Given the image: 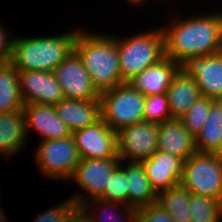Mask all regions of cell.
Instances as JSON below:
<instances>
[{"instance_id":"obj_13","label":"cell","mask_w":222,"mask_h":222,"mask_svg":"<svg viewBox=\"0 0 222 222\" xmlns=\"http://www.w3.org/2000/svg\"><path fill=\"white\" fill-rule=\"evenodd\" d=\"M20 92L24 104L56 105L64 99L60 85L53 72H18Z\"/></svg>"},{"instance_id":"obj_12","label":"cell","mask_w":222,"mask_h":222,"mask_svg":"<svg viewBox=\"0 0 222 222\" xmlns=\"http://www.w3.org/2000/svg\"><path fill=\"white\" fill-rule=\"evenodd\" d=\"M181 69L195 80L202 96L222 99V51L189 58L181 65Z\"/></svg>"},{"instance_id":"obj_5","label":"cell","mask_w":222,"mask_h":222,"mask_svg":"<svg viewBox=\"0 0 222 222\" xmlns=\"http://www.w3.org/2000/svg\"><path fill=\"white\" fill-rule=\"evenodd\" d=\"M101 119L115 132L144 121L146 96L128 83L100 93Z\"/></svg>"},{"instance_id":"obj_34","label":"cell","mask_w":222,"mask_h":222,"mask_svg":"<svg viewBox=\"0 0 222 222\" xmlns=\"http://www.w3.org/2000/svg\"><path fill=\"white\" fill-rule=\"evenodd\" d=\"M146 1L148 0H127V2L129 3V5H134V6H139L140 4L143 5Z\"/></svg>"},{"instance_id":"obj_23","label":"cell","mask_w":222,"mask_h":222,"mask_svg":"<svg viewBox=\"0 0 222 222\" xmlns=\"http://www.w3.org/2000/svg\"><path fill=\"white\" fill-rule=\"evenodd\" d=\"M18 71L11 62L0 64V114L23 109Z\"/></svg>"},{"instance_id":"obj_2","label":"cell","mask_w":222,"mask_h":222,"mask_svg":"<svg viewBox=\"0 0 222 222\" xmlns=\"http://www.w3.org/2000/svg\"><path fill=\"white\" fill-rule=\"evenodd\" d=\"M79 30L74 51L81 58L93 85L102 91L123 84L119 66L117 36Z\"/></svg>"},{"instance_id":"obj_22","label":"cell","mask_w":222,"mask_h":222,"mask_svg":"<svg viewBox=\"0 0 222 222\" xmlns=\"http://www.w3.org/2000/svg\"><path fill=\"white\" fill-rule=\"evenodd\" d=\"M199 153L222 154V102L215 100L210 107L208 118L200 133L195 137Z\"/></svg>"},{"instance_id":"obj_10","label":"cell","mask_w":222,"mask_h":222,"mask_svg":"<svg viewBox=\"0 0 222 222\" xmlns=\"http://www.w3.org/2000/svg\"><path fill=\"white\" fill-rule=\"evenodd\" d=\"M65 99L95 100L100 92L93 85L81 58L73 51L53 71Z\"/></svg>"},{"instance_id":"obj_30","label":"cell","mask_w":222,"mask_h":222,"mask_svg":"<svg viewBox=\"0 0 222 222\" xmlns=\"http://www.w3.org/2000/svg\"><path fill=\"white\" fill-rule=\"evenodd\" d=\"M76 207V203L68 198L55 207H49L40 215H37L34 222H66L69 214Z\"/></svg>"},{"instance_id":"obj_24","label":"cell","mask_w":222,"mask_h":222,"mask_svg":"<svg viewBox=\"0 0 222 222\" xmlns=\"http://www.w3.org/2000/svg\"><path fill=\"white\" fill-rule=\"evenodd\" d=\"M191 193L181 184L157 193L156 203L166 210L174 222H190Z\"/></svg>"},{"instance_id":"obj_6","label":"cell","mask_w":222,"mask_h":222,"mask_svg":"<svg viewBox=\"0 0 222 222\" xmlns=\"http://www.w3.org/2000/svg\"><path fill=\"white\" fill-rule=\"evenodd\" d=\"M180 184L191 194L222 202V154H192L184 161Z\"/></svg>"},{"instance_id":"obj_7","label":"cell","mask_w":222,"mask_h":222,"mask_svg":"<svg viewBox=\"0 0 222 222\" xmlns=\"http://www.w3.org/2000/svg\"><path fill=\"white\" fill-rule=\"evenodd\" d=\"M41 175L70 181L81 158L73 136L39 141L34 152Z\"/></svg>"},{"instance_id":"obj_11","label":"cell","mask_w":222,"mask_h":222,"mask_svg":"<svg viewBox=\"0 0 222 222\" xmlns=\"http://www.w3.org/2000/svg\"><path fill=\"white\" fill-rule=\"evenodd\" d=\"M81 159L119 158L117 133L100 119L93 125L72 133Z\"/></svg>"},{"instance_id":"obj_1","label":"cell","mask_w":222,"mask_h":222,"mask_svg":"<svg viewBox=\"0 0 222 222\" xmlns=\"http://www.w3.org/2000/svg\"><path fill=\"white\" fill-rule=\"evenodd\" d=\"M179 17L162 27L166 57L182 65L189 58L222 51V11Z\"/></svg>"},{"instance_id":"obj_18","label":"cell","mask_w":222,"mask_h":222,"mask_svg":"<svg viewBox=\"0 0 222 222\" xmlns=\"http://www.w3.org/2000/svg\"><path fill=\"white\" fill-rule=\"evenodd\" d=\"M57 116L73 133L101 119L100 98L95 100L62 99L54 105Z\"/></svg>"},{"instance_id":"obj_8","label":"cell","mask_w":222,"mask_h":222,"mask_svg":"<svg viewBox=\"0 0 222 222\" xmlns=\"http://www.w3.org/2000/svg\"><path fill=\"white\" fill-rule=\"evenodd\" d=\"M120 162L119 158L81 159L70 178V181L72 179L80 186L81 193L76 191V193L70 196L72 201L77 206H82L91 199L100 198L105 191L106 183H108L111 173Z\"/></svg>"},{"instance_id":"obj_9","label":"cell","mask_w":222,"mask_h":222,"mask_svg":"<svg viewBox=\"0 0 222 222\" xmlns=\"http://www.w3.org/2000/svg\"><path fill=\"white\" fill-rule=\"evenodd\" d=\"M159 124L142 121L117 131V153L123 162H139L157 151Z\"/></svg>"},{"instance_id":"obj_21","label":"cell","mask_w":222,"mask_h":222,"mask_svg":"<svg viewBox=\"0 0 222 222\" xmlns=\"http://www.w3.org/2000/svg\"><path fill=\"white\" fill-rule=\"evenodd\" d=\"M122 162L121 160L120 165L125 169L128 180L127 206L138 210L155 203L157 193L152 188L142 163L125 162V165Z\"/></svg>"},{"instance_id":"obj_33","label":"cell","mask_w":222,"mask_h":222,"mask_svg":"<svg viewBox=\"0 0 222 222\" xmlns=\"http://www.w3.org/2000/svg\"><path fill=\"white\" fill-rule=\"evenodd\" d=\"M66 222H94L89 212L82 206H77L68 216Z\"/></svg>"},{"instance_id":"obj_3","label":"cell","mask_w":222,"mask_h":222,"mask_svg":"<svg viewBox=\"0 0 222 222\" xmlns=\"http://www.w3.org/2000/svg\"><path fill=\"white\" fill-rule=\"evenodd\" d=\"M74 29L61 35L13 37L11 63L18 72H52L73 51L77 34Z\"/></svg>"},{"instance_id":"obj_31","label":"cell","mask_w":222,"mask_h":222,"mask_svg":"<svg viewBox=\"0 0 222 222\" xmlns=\"http://www.w3.org/2000/svg\"><path fill=\"white\" fill-rule=\"evenodd\" d=\"M137 222H174V220L155 202L137 210Z\"/></svg>"},{"instance_id":"obj_27","label":"cell","mask_w":222,"mask_h":222,"mask_svg":"<svg viewBox=\"0 0 222 222\" xmlns=\"http://www.w3.org/2000/svg\"><path fill=\"white\" fill-rule=\"evenodd\" d=\"M215 100L201 96L180 118L185 129L195 138L207 121L211 104Z\"/></svg>"},{"instance_id":"obj_17","label":"cell","mask_w":222,"mask_h":222,"mask_svg":"<svg viewBox=\"0 0 222 222\" xmlns=\"http://www.w3.org/2000/svg\"><path fill=\"white\" fill-rule=\"evenodd\" d=\"M157 150L181 158L183 161L197 152L195 138L177 118L159 124Z\"/></svg>"},{"instance_id":"obj_16","label":"cell","mask_w":222,"mask_h":222,"mask_svg":"<svg viewBox=\"0 0 222 222\" xmlns=\"http://www.w3.org/2000/svg\"><path fill=\"white\" fill-rule=\"evenodd\" d=\"M180 69V64L165 56L158 63L148 66L141 73L136 74L127 83L145 96L166 94L174 76Z\"/></svg>"},{"instance_id":"obj_20","label":"cell","mask_w":222,"mask_h":222,"mask_svg":"<svg viewBox=\"0 0 222 222\" xmlns=\"http://www.w3.org/2000/svg\"><path fill=\"white\" fill-rule=\"evenodd\" d=\"M166 95L170 114L172 118L177 119H180L202 96L195 80L183 69H180L174 76Z\"/></svg>"},{"instance_id":"obj_25","label":"cell","mask_w":222,"mask_h":222,"mask_svg":"<svg viewBox=\"0 0 222 222\" xmlns=\"http://www.w3.org/2000/svg\"><path fill=\"white\" fill-rule=\"evenodd\" d=\"M94 204L95 209H100V212L98 214L96 213V211L95 213L94 211L92 212L93 209H90L91 205L93 206ZM82 207L87 212H90L89 214L94 222H137V210L123 203L104 201L98 198L87 201L82 205ZM120 208L121 211L117 210ZM118 211H120L121 213ZM92 213L94 214L92 215Z\"/></svg>"},{"instance_id":"obj_14","label":"cell","mask_w":222,"mask_h":222,"mask_svg":"<svg viewBox=\"0 0 222 222\" xmlns=\"http://www.w3.org/2000/svg\"><path fill=\"white\" fill-rule=\"evenodd\" d=\"M141 163L156 193L180 184L184 164L181 158L157 150Z\"/></svg>"},{"instance_id":"obj_4","label":"cell","mask_w":222,"mask_h":222,"mask_svg":"<svg viewBox=\"0 0 222 222\" xmlns=\"http://www.w3.org/2000/svg\"><path fill=\"white\" fill-rule=\"evenodd\" d=\"M119 66L124 83L148 66L165 57V35L162 28L148 30L127 37H117Z\"/></svg>"},{"instance_id":"obj_15","label":"cell","mask_w":222,"mask_h":222,"mask_svg":"<svg viewBox=\"0 0 222 222\" xmlns=\"http://www.w3.org/2000/svg\"><path fill=\"white\" fill-rule=\"evenodd\" d=\"M26 131H37L43 140L65 138L72 135L68 126L57 116L53 105L26 104L23 107Z\"/></svg>"},{"instance_id":"obj_35","label":"cell","mask_w":222,"mask_h":222,"mask_svg":"<svg viewBox=\"0 0 222 222\" xmlns=\"http://www.w3.org/2000/svg\"><path fill=\"white\" fill-rule=\"evenodd\" d=\"M3 212H4V210H2V208H0V222H7L6 216Z\"/></svg>"},{"instance_id":"obj_29","label":"cell","mask_w":222,"mask_h":222,"mask_svg":"<svg viewBox=\"0 0 222 222\" xmlns=\"http://www.w3.org/2000/svg\"><path fill=\"white\" fill-rule=\"evenodd\" d=\"M173 119L166 94L146 96L144 108V121L161 124Z\"/></svg>"},{"instance_id":"obj_32","label":"cell","mask_w":222,"mask_h":222,"mask_svg":"<svg viewBox=\"0 0 222 222\" xmlns=\"http://www.w3.org/2000/svg\"><path fill=\"white\" fill-rule=\"evenodd\" d=\"M8 32L9 31L0 24V64L8 63L12 59L13 36L11 38V34Z\"/></svg>"},{"instance_id":"obj_26","label":"cell","mask_w":222,"mask_h":222,"mask_svg":"<svg viewBox=\"0 0 222 222\" xmlns=\"http://www.w3.org/2000/svg\"><path fill=\"white\" fill-rule=\"evenodd\" d=\"M189 206L190 222H220L222 202L211 197L191 194Z\"/></svg>"},{"instance_id":"obj_28","label":"cell","mask_w":222,"mask_h":222,"mask_svg":"<svg viewBox=\"0 0 222 222\" xmlns=\"http://www.w3.org/2000/svg\"><path fill=\"white\" fill-rule=\"evenodd\" d=\"M100 199L127 205L128 180L125 169L119 164L109 177Z\"/></svg>"},{"instance_id":"obj_19","label":"cell","mask_w":222,"mask_h":222,"mask_svg":"<svg viewBox=\"0 0 222 222\" xmlns=\"http://www.w3.org/2000/svg\"><path fill=\"white\" fill-rule=\"evenodd\" d=\"M23 109L0 114V154L12 158L28 143Z\"/></svg>"}]
</instances>
